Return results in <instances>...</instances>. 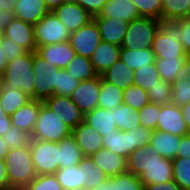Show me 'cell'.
Here are the masks:
<instances>
[{
    "label": "cell",
    "instance_id": "11",
    "mask_svg": "<svg viewBox=\"0 0 190 190\" xmlns=\"http://www.w3.org/2000/svg\"><path fill=\"white\" fill-rule=\"evenodd\" d=\"M43 103L72 130L84 121V114L69 96L52 95Z\"/></svg>",
    "mask_w": 190,
    "mask_h": 190
},
{
    "label": "cell",
    "instance_id": "52",
    "mask_svg": "<svg viewBox=\"0 0 190 190\" xmlns=\"http://www.w3.org/2000/svg\"><path fill=\"white\" fill-rule=\"evenodd\" d=\"M181 43L185 52L190 56V17L181 19Z\"/></svg>",
    "mask_w": 190,
    "mask_h": 190
},
{
    "label": "cell",
    "instance_id": "19",
    "mask_svg": "<svg viewBox=\"0 0 190 190\" xmlns=\"http://www.w3.org/2000/svg\"><path fill=\"white\" fill-rule=\"evenodd\" d=\"M90 157L108 177H114L128 172L127 159L121 155L112 153L107 148H101Z\"/></svg>",
    "mask_w": 190,
    "mask_h": 190
},
{
    "label": "cell",
    "instance_id": "21",
    "mask_svg": "<svg viewBox=\"0 0 190 190\" xmlns=\"http://www.w3.org/2000/svg\"><path fill=\"white\" fill-rule=\"evenodd\" d=\"M42 104L43 101L31 99L25 105L18 108L16 112L10 115L11 125L31 135Z\"/></svg>",
    "mask_w": 190,
    "mask_h": 190
},
{
    "label": "cell",
    "instance_id": "14",
    "mask_svg": "<svg viewBox=\"0 0 190 190\" xmlns=\"http://www.w3.org/2000/svg\"><path fill=\"white\" fill-rule=\"evenodd\" d=\"M157 120L156 130L168 132L180 137L189 134L180 107L175 104L169 103L161 106Z\"/></svg>",
    "mask_w": 190,
    "mask_h": 190
},
{
    "label": "cell",
    "instance_id": "50",
    "mask_svg": "<svg viewBox=\"0 0 190 190\" xmlns=\"http://www.w3.org/2000/svg\"><path fill=\"white\" fill-rule=\"evenodd\" d=\"M153 130L148 129L143 126H138L137 128L133 129V139L135 144V149L141 148L144 145L150 143L152 138Z\"/></svg>",
    "mask_w": 190,
    "mask_h": 190
},
{
    "label": "cell",
    "instance_id": "26",
    "mask_svg": "<svg viewBox=\"0 0 190 190\" xmlns=\"http://www.w3.org/2000/svg\"><path fill=\"white\" fill-rule=\"evenodd\" d=\"M180 140V136L160 130H154L149 144L152 149L162 157L173 160L177 156V147L180 144Z\"/></svg>",
    "mask_w": 190,
    "mask_h": 190
},
{
    "label": "cell",
    "instance_id": "15",
    "mask_svg": "<svg viewBox=\"0 0 190 190\" xmlns=\"http://www.w3.org/2000/svg\"><path fill=\"white\" fill-rule=\"evenodd\" d=\"M3 35L22 46L26 51L35 52L37 45L34 37V25L20 19L13 20L3 30Z\"/></svg>",
    "mask_w": 190,
    "mask_h": 190
},
{
    "label": "cell",
    "instance_id": "42",
    "mask_svg": "<svg viewBox=\"0 0 190 190\" xmlns=\"http://www.w3.org/2000/svg\"><path fill=\"white\" fill-rule=\"evenodd\" d=\"M2 137L9 150L20 147H30L32 140L29 133L14 126L9 127L8 131L5 132Z\"/></svg>",
    "mask_w": 190,
    "mask_h": 190
},
{
    "label": "cell",
    "instance_id": "43",
    "mask_svg": "<svg viewBox=\"0 0 190 190\" xmlns=\"http://www.w3.org/2000/svg\"><path fill=\"white\" fill-rule=\"evenodd\" d=\"M171 91V84L160 80L157 85L147 90V94L151 103L163 106L171 103Z\"/></svg>",
    "mask_w": 190,
    "mask_h": 190
},
{
    "label": "cell",
    "instance_id": "1",
    "mask_svg": "<svg viewBox=\"0 0 190 190\" xmlns=\"http://www.w3.org/2000/svg\"><path fill=\"white\" fill-rule=\"evenodd\" d=\"M127 171L139 177L145 186L173 180V165L155 152L150 144L135 149L127 159Z\"/></svg>",
    "mask_w": 190,
    "mask_h": 190
},
{
    "label": "cell",
    "instance_id": "17",
    "mask_svg": "<svg viewBox=\"0 0 190 190\" xmlns=\"http://www.w3.org/2000/svg\"><path fill=\"white\" fill-rule=\"evenodd\" d=\"M98 25L102 41L121 46L129 23L118 18L93 17Z\"/></svg>",
    "mask_w": 190,
    "mask_h": 190
},
{
    "label": "cell",
    "instance_id": "49",
    "mask_svg": "<svg viewBox=\"0 0 190 190\" xmlns=\"http://www.w3.org/2000/svg\"><path fill=\"white\" fill-rule=\"evenodd\" d=\"M0 46L4 49L5 57H7L8 63L27 52L22 46L13 42L12 39H9L4 35L2 41L0 42Z\"/></svg>",
    "mask_w": 190,
    "mask_h": 190
},
{
    "label": "cell",
    "instance_id": "63",
    "mask_svg": "<svg viewBox=\"0 0 190 190\" xmlns=\"http://www.w3.org/2000/svg\"><path fill=\"white\" fill-rule=\"evenodd\" d=\"M8 152H9V149L7 148L5 144V140H3V137L0 136V160L5 159Z\"/></svg>",
    "mask_w": 190,
    "mask_h": 190
},
{
    "label": "cell",
    "instance_id": "7",
    "mask_svg": "<svg viewBox=\"0 0 190 190\" xmlns=\"http://www.w3.org/2000/svg\"><path fill=\"white\" fill-rule=\"evenodd\" d=\"M34 99L44 101L54 95L57 85V73L61 70L44 60L36 51L33 52Z\"/></svg>",
    "mask_w": 190,
    "mask_h": 190
},
{
    "label": "cell",
    "instance_id": "61",
    "mask_svg": "<svg viewBox=\"0 0 190 190\" xmlns=\"http://www.w3.org/2000/svg\"><path fill=\"white\" fill-rule=\"evenodd\" d=\"M7 63L8 59L5 57L4 49L2 46H0V79L3 76Z\"/></svg>",
    "mask_w": 190,
    "mask_h": 190
},
{
    "label": "cell",
    "instance_id": "20",
    "mask_svg": "<svg viewBox=\"0 0 190 190\" xmlns=\"http://www.w3.org/2000/svg\"><path fill=\"white\" fill-rule=\"evenodd\" d=\"M103 137V147L109 149L112 153H116L128 159L129 155L135 150L133 139V129L129 131H121L116 129L112 133H108Z\"/></svg>",
    "mask_w": 190,
    "mask_h": 190
},
{
    "label": "cell",
    "instance_id": "32",
    "mask_svg": "<svg viewBox=\"0 0 190 190\" xmlns=\"http://www.w3.org/2000/svg\"><path fill=\"white\" fill-rule=\"evenodd\" d=\"M59 147V169L78 165L84 157L81 149L76 144L75 138L71 135L58 142Z\"/></svg>",
    "mask_w": 190,
    "mask_h": 190
},
{
    "label": "cell",
    "instance_id": "4",
    "mask_svg": "<svg viewBox=\"0 0 190 190\" xmlns=\"http://www.w3.org/2000/svg\"><path fill=\"white\" fill-rule=\"evenodd\" d=\"M4 161L10 187L24 189L37 176L30 147H20L9 150Z\"/></svg>",
    "mask_w": 190,
    "mask_h": 190
},
{
    "label": "cell",
    "instance_id": "30",
    "mask_svg": "<svg viewBox=\"0 0 190 190\" xmlns=\"http://www.w3.org/2000/svg\"><path fill=\"white\" fill-rule=\"evenodd\" d=\"M120 60L135 71L154 64L155 55L152 48L131 50L121 47Z\"/></svg>",
    "mask_w": 190,
    "mask_h": 190
},
{
    "label": "cell",
    "instance_id": "24",
    "mask_svg": "<svg viewBox=\"0 0 190 190\" xmlns=\"http://www.w3.org/2000/svg\"><path fill=\"white\" fill-rule=\"evenodd\" d=\"M93 17L118 18L131 22L140 17L136 5L132 0H108L102 11Z\"/></svg>",
    "mask_w": 190,
    "mask_h": 190
},
{
    "label": "cell",
    "instance_id": "46",
    "mask_svg": "<svg viewBox=\"0 0 190 190\" xmlns=\"http://www.w3.org/2000/svg\"><path fill=\"white\" fill-rule=\"evenodd\" d=\"M161 105L149 102L138 110L140 125L151 130H156Z\"/></svg>",
    "mask_w": 190,
    "mask_h": 190
},
{
    "label": "cell",
    "instance_id": "12",
    "mask_svg": "<svg viewBox=\"0 0 190 190\" xmlns=\"http://www.w3.org/2000/svg\"><path fill=\"white\" fill-rule=\"evenodd\" d=\"M101 89V76L89 80L80 81L72 92L70 99L78 106L83 114L92 111L98 105V97Z\"/></svg>",
    "mask_w": 190,
    "mask_h": 190
},
{
    "label": "cell",
    "instance_id": "6",
    "mask_svg": "<svg viewBox=\"0 0 190 190\" xmlns=\"http://www.w3.org/2000/svg\"><path fill=\"white\" fill-rule=\"evenodd\" d=\"M161 25V20L139 17L129 23L121 47L131 50L152 48L155 33Z\"/></svg>",
    "mask_w": 190,
    "mask_h": 190
},
{
    "label": "cell",
    "instance_id": "41",
    "mask_svg": "<svg viewBox=\"0 0 190 190\" xmlns=\"http://www.w3.org/2000/svg\"><path fill=\"white\" fill-rule=\"evenodd\" d=\"M149 102L147 91L137 85L133 84L123 91V103L132 109L140 110Z\"/></svg>",
    "mask_w": 190,
    "mask_h": 190
},
{
    "label": "cell",
    "instance_id": "38",
    "mask_svg": "<svg viewBox=\"0 0 190 190\" xmlns=\"http://www.w3.org/2000/svg\"><path fill=\"white\" fill-rule=\"evenodd\" d=\"M55 176L63 190H78L82 188L81 169H78V165L58 169L55 172Z\"/></svg>",
    "mask_w": 190,
    "mask_h": 190
},
{
    "label": "cell",
    "instance_id": "54",
    "mask_svg": "<svg viewBox=\"0 0 190 190\" xmlns=\"http://www.w3.org/2000/svg\"><path fill=\"white\" fill-rule=\"evenodd\" d=\"M144 190H182V188L174 180H170L165 183L149 184Z\"/></svg>",
    "mask_w": 190,
    "mask_h": 190
},
{
    "label": "cell",
    "instance_id": "44",
    "mask_svg": "<svg viewBox=\"0 0 190 190\" xmlns=\"http://www.w3.org/2000/svg\"><path fill=\"white\" fill-rule=\"evenodd\" d=\"M80 81L70 75L65 69L57 73V85L54 87V95L71 96Z\"/></svg>",
    "mask_w": 190,
    "mask_h": 190
},
{
    "label": "cell",
    "instance_id": "36",
    "mask_svg": "<svg viewBox=\"0 0 190 190\" xmlns=\"http://www.w3.org/2000/svg\"><path fill=\"white\" fill-rule=\"evenodd\" d=\"M187 58L188 57L155 58V63L161 79L170 84L175 82L177 73L180 71Z\"/></svg>",
    "mask_w": 190,
    "mask_h": 190
},
{
    "label": "cell",
    "instance_id": "59",
    "mask_svg": "<svg viewBox=\"0 0 190 190\" xmlns=\"http://www.w3.org/2000/svg\"><path fill=\"white\" fill-rule=\"evenodd\" d=\"M184 122L190 133V102L180 107Z\"/></svg>",
    "mask_w": 190,
    "mask_h": 190
},
{
    "label": "cell",
    "instance_id": "62",
    "mask_svg": "<svg viewBox=\"0 0 190 190\" xmlns=\"http://www.w3.org/2000/svg\"><path fill=\"white\" fill-rule=\"evenodd\" d=\"M67 0H45L46 6L49 11H53Z\"/></svg>",
    "mask_w": 190,
    "mask_h": 190
},
{
    "label": "cell",
    "instance_id": "48",
    "mask_svg": "<svg viewBox=\"0 0 190 190\" xmlns=\"http://www.w3.org/2000/svg\"><path fill=\"white\" fill-rule=\"evenodd\" d=\"M24 190H63L55 174L37 175Z\"/></svg>",
    "mask_w": 190,
    "mask_h": 190
},
{
    "label": "cell",
    "instance_id": "64",
    "mask_svg": "<svg viewBox=\"0 0 190 190\" xmlns=\"http://www.w3.org/2000/svg\"><path fill=\"white\" fill-rule=\"evenodd\" d=\"M2 38H3V30L0 29V42L2 41Z\"/></svg>",
    "mask_w": 190,
    "mask_h": 190
},
{
    "label": "cell",
    "instance_id": "39",
    "mask_svg": "<svg viewBox=\"0 0 190 190\" xmlns=\"http://www.w3.org/2000/svg\"><path fill=\"white\" fill-rule=\"evenodd\" d=\"M162 80L157 70L156 63L134 71V85L143 88L145 91L157 85Z\"/></svg>",
    "mask_w": 190,
    "mask_h": 190
},
{
    "label": "cell",
    "instance_id": "53",
    "mask_svg": "<svg viewBox=\"0 0 190 190\" xmlns=\"http://www.w3.org/2000/svg\"><path fill=\"white\" fill-rule=\"evenodd\" d=\"M177 148L176 157L190 158V133L181 136L180 144Z\"/></svg>",
    "mask_w": 190,
    "mask_h": 190
},
{
    "label": "cell",
    "instance_id": "65",
    "mask_svg": "<svg viewBox=\"0 0 190 190\" xmlns=\"http://www.w3.org/2000/svg\"><path fill=\"white\" fill-rule=\"evenodd\" d=\"M6 190H24L23 188H13L11 187L10 189H6Z\"/></svg>",
    "mask_w": 190,
    "mask_h": 190
},
{
    "label": "cell",
    "instance_id": "2",
    "mask_svg": "<svg viewBox=\"0 0 190 190\" xmlns=\"http://www.w3.org/2000/svg\"><path fill=\"white\" fill-rule=\"evenodd\" d=\"M181 36V19L162 20L152 46L155 58L189 57L181 43Z\"/></svg>",
    "mask_w": 190,
    "mask_h": 190
},
{
    "label": "cell",
    "instance_id": "56",
    "mask_svg": "<svg viewBox=\"0 0 190 190\" xmlns=\"http://www.w3.org/2000/svg\"><path fill=\"white\" fill-rule=\"evenodd\" d=\"M11 126V116L6 114L0 106V136L4 135Z\"/></svg>",
    "mask_w": 190,
    "mask_h": 190
},
{
    "label": "cell",
    "instance_id": "5",
    "mask_svg": "<svg viewBox=\"0 0 190 190\" xmlns=\"http://www.w3.org/2000/svg\"><path fill=\"white\" fill-rule=\"evenodd\" d=\"M71 135L72 129L43 103L31 134L32 139L59 142Z\"/></svg>",
    "mask_w": 190,
    "mask_h": 190
},
{
    "label": "cell",
    "instance_id": "34",
    "mask_svg": "<svg viewBox=\"0 0 190 190\" xmlns=\"http://www.w3.org/2000/svg\"><path fill=\"white\" fill-rule=\"evenodd\" d=\"M65 70L78 81L89 80L98 76L90 58L77 54L67 64Z\"/></svg>",
    "mask_w": 190,
    "mask_h": 190
},
{
    "label": "cell",
    "instance_id": "8",
    "mask_svg": "<svg viewBox=\"0 0 190 190\" xmlns=\"http://www.w3.org/2000/svg\"><path fill=\"white\" fill-rule=\"evenodd\" d=\"M30 152L37 175L55 174L59 169L58 142L32 139Z\"/></svg>",
    "mask_w": 190,
    "mask_h": 190
},
{
    "label": "cell",
    "instance_id": "16",
    "mask_svg": "<svg viewBox=\"0 0 190 190\" xmlns=\"http://www.w3.org/2000/svg\"><path fill=\"white\" fill-rule=\"evenodd\" d=\"M72 136L83 156L89 157L103 148V137L84 121L72 130Z\"/></svg>",
    "mask_w": 190,
    "mask_h": 190
},
{
    "label": "cell",
    "instance_id": "40",
    "mask_svg": "<svg viewBox=\"0 0 190 190\" xmlns=\"http://www.w3.org/2000/svg\"><path fill=\"white\" fill-rule=\"evenodd\" d=\"M171 161L173 165V180L182 190H190V158L176 157Z\"/></svg>",
    "mask_w": 190,
    "mask_h": 190
},
{
    "label": "cell",
    "instance_id": "31",
    "mask_svg": "<svg viewBox=\"0 0 190 190\" xmlns=\"http://www.w3.org/2000/svg\"><path fill=\"white\" fill-rule=\"evenodd\" d=\"M93 190H144V185L140 182L138 176L127 172L108 177L107 180L98 184Z\"/></svg>",
    "mask_w": 190,
    "mask_h": 190
},
{
    "label": "cell",
    "instance_id": "22",
    "mask_svg": "<svg viewBox=\"0 0 190 190\" xmlns=\"http://www.w3.org/2000/svg\"><path fill=\"white\" fill-rule=\"evenodd\" d=\"M121 46L101 41L96 47L90 61L98 75H102L110 66L120 59Z\"/></svg>",
    "mask_w": 190,
    "mask_h": 190
},
{
    "label": "cell",
    "instance_id": "13",
    "mask_svg": "<svg viewBox=\"0 0 190 190\" xmlns=\"http://www.w3.org/2000/svg\"><path fill=\"white\" fill-rule=\"evenodd\" d=\"M67 27L70 33L86 25L93 19L83 7L74 1L67 0L52 11Z\"/></svg>",
    "mask_w": 190,
    "mask_h": 190
},
{
    "label": "cell",
    "instance_id": "9",
    "mask_svg": "<svg viewBox=\"0 0 190 190\" xmlns=\"http://www.w3.org/2000/svg\"><path fill=\"white\" fill-rule=\"evenodd\" d=\"M71 33L59 18L50 11L34 25L37 48L49 44L69 41Z\"/></svg>",
    "mask_w": 190,
    "mask_h": 190
},
{
    "label": "cell",
    "instance_id": "28",
    "mask_svg": "<svg viewBox=\"0 0 190 190\" xmlns=\"http://www.w3.org/2000/svg\"><path fill=\"white\" fill-rule=\"evenodd\" d=\"M30 100L31 98L21 90L5 83H0V106L6 114L12 115Z\"/></svg>",
    "mask_w": 190,
    "mask_h": 190
},
{
    "label": "cell",
    "instance_id": "27",
    "mask_svg": "<svg viewBox=\"0 0 190 190\" xmlns=\"http://www.w3.org/2000/svg\"><path fill=\"white\" fill-rule=\"evenodd\" d=\"M101 76L105 81L116 85L123 91L134 84V70L129 68L120 59L110 66Z\"/></svg>",
    "mask_w": 190,
    "mask_h": 190
},
{
    "label": "cell",
    "instance_id": "18",
    "mask_svg": "<svg viewBox=\"0 0 190 190\" xmlns=\"http://www.w3.org/2000/svg\"><path fill=\"white\" fill-rule=\"evenodd\" d=\"M36 52L42 56L44 60L56 65L59 69H65L67 64L76 55L68 41L39 46Z\"/></svg>",
    "mask_w": 190,
    "mask_h": 190
},
{
    "label": "cell",
    "instance_id": "55",
    "mask_svg": "<svg viewBox=\"0 0 190 190\" xmlns=\"http://www.w3.org/2000/svg\"><path fill=\"white\" fill-rule=\"evenodd\" d=\"M8 173L4 159L0 160V190L10 189Z\"/></svg>",
    "mask_w": 190,
    "mask_h": 190
},
{
    "label": "cell",
    "instance_id": "51",
    "mask_svg": "<svg viewBox=\"0 0 190 190\" xmlns=\"http://www.w3.org/2000/svg\"><path fill=\"white\" fill-rule=\"evenodd\" d=\"M83 7L90 15H98L108 0H73Z\"/></svg>",
    "mask_w": 190,
    "mask_h": 190
},
{
    "label": "cell",
    "instance_id": "10",
    "mask_svg": "<svg viewBox=\"0 0 190 190\" xmlns=\"http://www.w3.org/2000/svg\"><path fill=\"white\" fill-rule=\"evenodd\" d=\"M101 41L98 25L92 19L83 27L72 32L68 42L77 55L90 58Z\"/></svg>",
    "mask_w": 190,
    "mask_h": 190
},
{
    "label": "cell",
    "instance_id": "47",
    "mask_svg": "<svg viewBox=\"0 0 190 190\" xmlns=\"http://www.w3.org/2000/svg\"><path fill=\"white\" fill-rule=\"evenodd\" d=\"M171 103L181 107L190 102V80H179L171 84Z\"/></svg>",
    "mask_w": 190,
    "mask_h": 190
},
{
    "label": "cell",
    "instance_id": "45",
    "mask_svg": "<svg viewBox=\"0 0 190 190\" xmlns=\"http://www.w3.org/2000/svg\"><path fill=\"white\" fill-rule=\"evenodd\" d=\"M140 17L154 18L162 21V0H132Z\"/></svg>",
    "mask_w": 190,
    "mask_h": 190
},
{
    "label": "cell",
    "instance_id": "57",
    "mask_svg": "<svg viewBox=\"0 0 190 190\" xmlns=\"http://www.w3.org/2000/svg\"><path fill=\"white\" fill-rule=\"evenodd\" d=\"M190 80V56L184 61L182 68L177 73L176 81L179 80Z\"/></svg>",
    "mask_w": 190,
    "mask_h": 190
},
{
    "label": "cell",
    "instance_id": "25",
    "mask_svg": "<svg viewBox=\"0 0 190 190\" xmlns=\"http://www.w3.org/2000/svg\"><path fill=\"white\" fill-rule=\"evenodd\" d=\"M84 122L98 131L101 136L118 129L114 112L111 109L95 107L92 111L84 114Z\"/></svg>",
    "mask_w": 190,
    "mask_h": 190
},
{
    "label": "cell",
    "instance_id": "60",
    "mask_svg": "<svg viewBox=\"0 0 190 190\" xmlns=\"http://www.w3.org/2000/svg\"><path fill=\"white\" fill-rule=\"evenodd\" d=\"M17 0H0V9L13 12Z\"/></svg>",
    "mask_w": 190,
    "mask_h": 190
},
{
    "label": "cell",
    "instance_id": "3",
    "mask_svg": "<svg viewBox=\"0 0 190 190\" xmlns=\"http://www.w3.org/2000/svg\"><path fill=\"white\" fill-rule=\"evenodd\" d=\"M33 67V52L27 51L20 57L7 63L0 83L13 86L24 92L31 99H34L35 74Z\"/></svg>",
    "mask_w": 190,
    "mask_h": 190
},
{
    "label": "cell",
    "instance_id": "33",
    "mask_svg": "<svg viewBox=\"0 0 190 190\" xmlns=\"http://www.w3.org/2000/svg\"><path fill=\"white\" fill-rule=\"evenodd\" d=\"M121 104H123V90L105 81L101 76V89L97 107L110 110Z\"/></svg>",
    "mask_w": 190,
    "mask_h": 190
},
{
    "label": "cell",
    "instance_id": "35",
    "mask_svg": "<svg viewBox=\"0 0 190 190\" xmlns=\"http://www.w3.org/2000/svg\"><path fill=\"white\" fill-rule=\"evenodd\" d=\"M111 110L114 112L119 130L129 131L140 126L138 110L132 109L129 105L123 103Z\"/></svg>",
    "mask_w": 190,
    "mask_h": 190
},
{
    "label": "cell",
    "instance_id": "23",
    "mask_svg": "<svg viewBox=\"0 0 190 190\" xmlns=\"http://www.w3.org/2000/svg\"><path fill=\"white\" fill-rule=\"evenodd\" d=\"M49 12L45 0H17L13 11L15 18L32 25Z\"/></svg>",
    "mask_w": 190,
    "mask_h": 190
},
{
    "label": "cell",
    "instance_id": "58",
    "mask_svg": "<svg viewBox=\"0 0 190 190\" xmlns=\"http://www.w3.org/2000/svg\"><path fill=\"white\" fill-rule=\"evenodd\" d=\"M13 18V12L0 9V29L4 30Z\"/></svg>",
    "mask_w": 190,
    "mask_h": 190
},
{
    "label": "cell",
    "instance_id": "29",
    "mask_svg": "<svg viewBox=\"0 0 190 190\" xmlns=\"http://www.w3.org/2000/svg\"><path fill=\"white\" fill-rule=\"evenodd\" d=\"M78 169H81L82 188L87 190H93L108 178L90 156H84L81 159Z\"/></svg>",
    "mask_w": 190,
    "mask_h": 190
},
{
    "label": "cell",
    "instance_id": "37",
    "mask_svg": "<svg viewBox=\"0 0 190 190\" xmlns=\"http://www.w3.org/2000/svg\"><path fill=\"white\" fill-rule=\"evenodd\" d=\"M190 17L189 0H162V20Z\"/></svg>",
    "mask_w": 190,
    "mask_h": 190
}]
</instances>
